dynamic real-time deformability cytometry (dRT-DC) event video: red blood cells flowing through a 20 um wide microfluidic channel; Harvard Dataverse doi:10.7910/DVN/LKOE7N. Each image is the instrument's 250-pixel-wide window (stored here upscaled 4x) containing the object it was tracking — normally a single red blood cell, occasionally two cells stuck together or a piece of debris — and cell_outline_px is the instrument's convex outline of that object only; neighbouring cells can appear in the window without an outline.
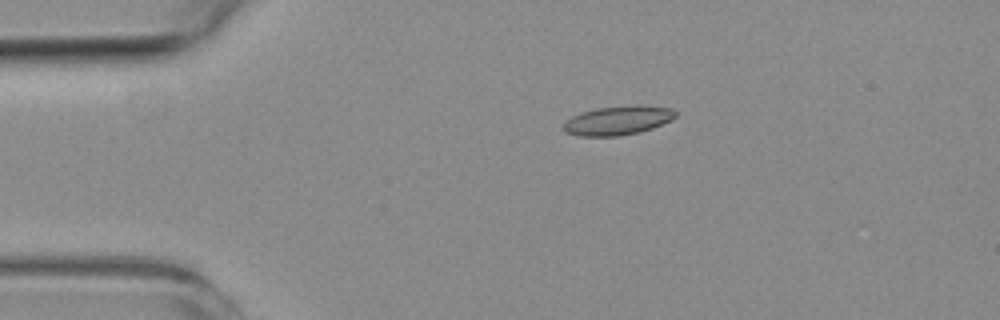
{"species": "common noctule bat (a hibernating species)", "species_latin": "Nyctalus noctula", "temperature_condition": "room temperature", "stored_images_in_passage": 7, "camera_frame_rate_fps": 3000, "um_per_image_px": 0.085, "animal": {"sex": "female", "body_mass_g": 19.3, "forearm_length_mm": 54.1}, "frame": {"image": 1, "passage_image": 3, "time_ms": 2.333, "image_size_px": [1000, 320], "cell_outline_px": [[676, 116], [672, 120], [652, 128], [640, 132], [616, 136], [580, 136], [564, 132], [564, 124], [572, 116], [580, 112], [596, 108], [636, 104], [672, 108], [676, 112]], "centroid_in_image_um": [52.54, 10.22], "position_along_channel_um": 32.5, "area_um2": 19.07}}
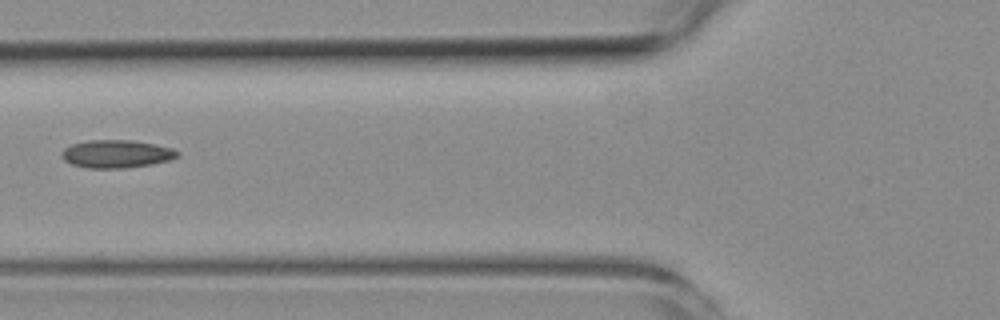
{"frame": {"image": 2, "passage_image": 6, "time_ms": 5.667, "image_size_px": [1000, 320], "cell_outline_px": [[180, 156], [168, 160], [152, 164], [124, 168], [88, 168], [72, 164], [64, 160], [60, 152], [64, 148], [72, 144], [88, 140], [132, 140], [172, 148], [180, 152]], "centroid_in_image_um": [9.89, 13.08], "position_along_channel_um": 115.9, "area_um2": 18.79}}
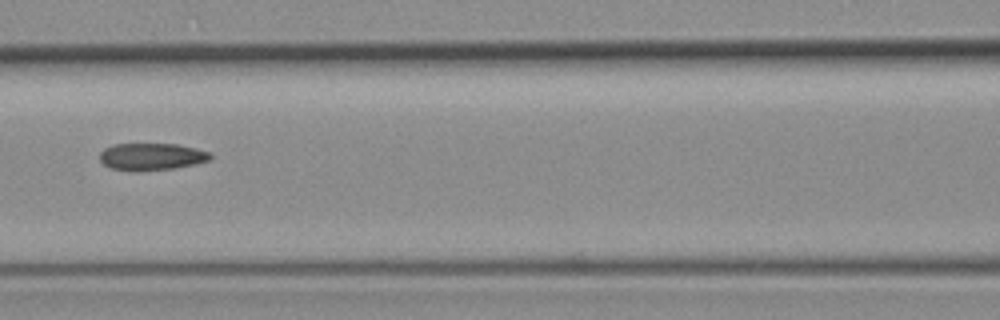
{"frame": {"image": 3, "passage_image": 7, "time_ms": 6.667, "image_size_px": [1000, 320], "cell_outline_px": [[212, 156], [208, 160], [176, 168], [140, 172], [132, 172], [108, 168], [100, 160], [100, 152], [104, 148], [112, 144], [176, 144], [196, 148], [212, 152]], "centroid_in_image_um": [12.84, 13.33], "position_along_channel_um": 153.8, "area_um2": 17.8}}